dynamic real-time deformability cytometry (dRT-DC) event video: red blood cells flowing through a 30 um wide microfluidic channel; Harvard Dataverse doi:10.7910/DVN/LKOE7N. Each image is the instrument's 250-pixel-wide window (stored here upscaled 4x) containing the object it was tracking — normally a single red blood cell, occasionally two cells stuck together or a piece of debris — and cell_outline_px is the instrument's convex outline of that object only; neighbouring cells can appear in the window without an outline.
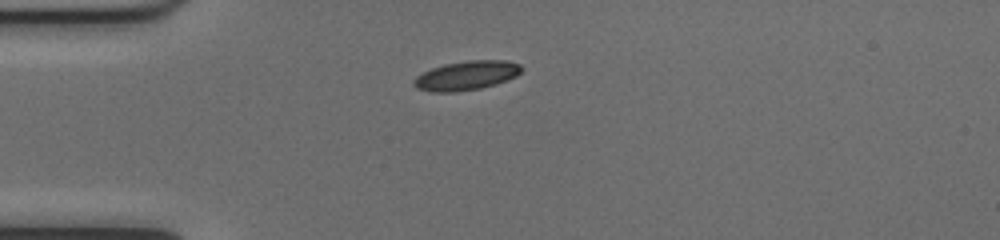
{"species": "common noctule bat (a hibernating species)", "species_latin": "Nyctalus noctula", "temperature_condition": "cold", "stored_images_in_passage": 39, "camera_frame_rate_fps": 3000, "um_per_image_px": 0.085, "animal": {"sex": "female", "body_mass_g": 17.0, "forearm_length_mm": 48.0}, "frame": {"image": 1, "passage_image": 1, "time_ms": 0.0, "image_size_px": [1000, 240], "cell_outline_px": [[524, 68], [516, 76], [496, 84], [480, 88], [456, 92], [432, 92], [416, 88], [412, 84], [412, 80], [416, 76], [432, 68], [444, 64], [468, 60], [504, 60], [520, 64]], "centroid_in_image_um": [39.63, 6.42], "position_along_channel_um": 45.4, "area_um2": 18.38}}
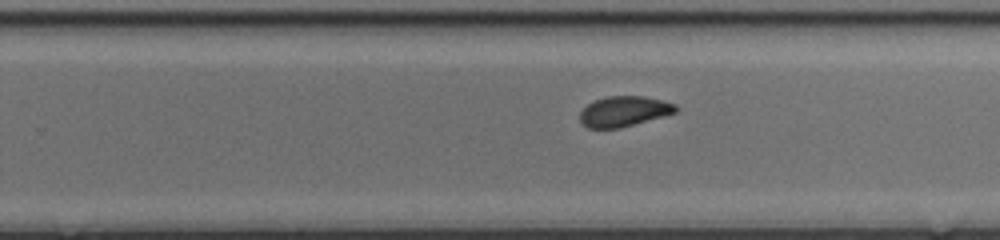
{"frame": {"image": 2, "passage_image": 20, "time_ms": 6.333, "image_size_px": [1000, 240], "cell_outline_px": [[680, 108], [676, 112], [664, 116], [620, 128], [588, 128], [580, 120], [580, 112], [588, 104], [596, 100], [608, 96], [644, 96], [676, 104]], "centroid_in_image_um": [53.07, 9.46], "position_along_channel_um": 276.7, "area_um2": 16.82}}
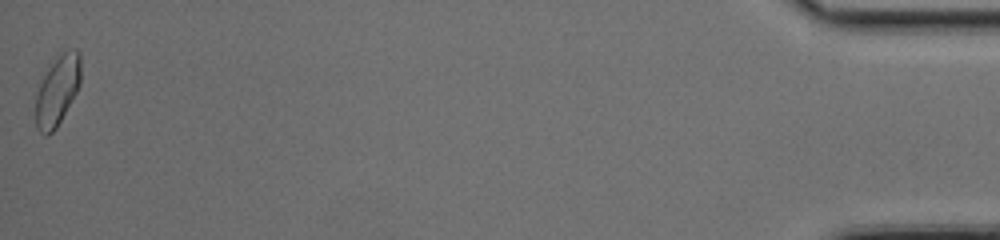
{"frame": {"image": 3, "passage_image": 39, "time_ms": 12.667, "image_size_px": [1000, 240], "cell_outline_px": [[80, 84], [76, 92], [56, 128], [48, 136], [44, 136], [36, 128], [36, 92], [56, 52], [72, 48], [76, 48], [80, 52]], "centroid_in_image_um": [4.88, 7.63], "position_along_channel_um": 430.3, "area_um2": 18.61}, "authors_computed_cell_mechanics": {"area_um2": 17.629, "velocity_mm_per_s": 3.9857, "shape_relaxation_time_tau1_ms": 4.507, "shape_relaxation_time_tau2_ms": 2.0059, "deformation_change_tau1": 0.1342, "deformation_change_tau2": 0.0707}}